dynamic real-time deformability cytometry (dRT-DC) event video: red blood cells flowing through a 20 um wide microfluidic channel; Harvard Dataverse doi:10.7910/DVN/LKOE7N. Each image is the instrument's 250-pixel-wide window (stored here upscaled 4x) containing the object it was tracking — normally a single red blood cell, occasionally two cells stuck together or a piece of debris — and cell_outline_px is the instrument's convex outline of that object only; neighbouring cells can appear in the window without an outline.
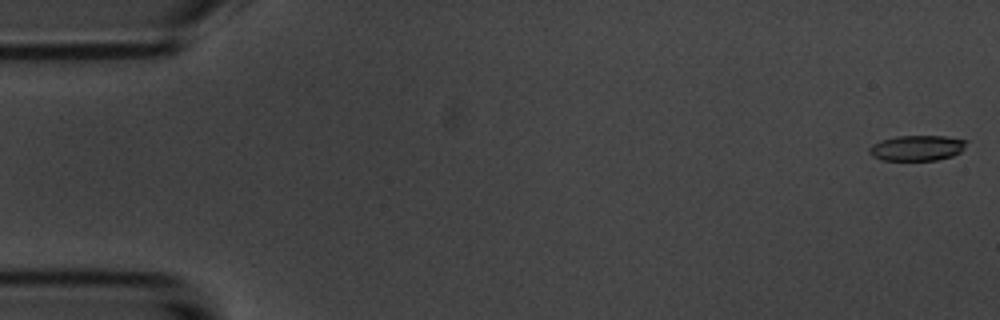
{"species": "common noctule bat (a hibernating species)", "species_latin": "Nyctalus noctula", "temperature_condition": "room temperature", "stored_images_in_passage": 57, "camera_frame_rate_fps": 3000, "um_per_image_px": 0.085, "animal": {"sex": "male", "body_mass_g": 20.1, "forearm_length_mm": 53.5}, "frame": {"image": 1, "passage_image": 1, "time_ms": 0.0, "image_size_px": [1000, 320], "cell_outline_px": [[968, 140], [964, 148], [960, 152], [952, 156], [936, 160], [884, 160], [872, 156], [868, 152], [868, 148], [872, 144], [880, 140], [896, 136], [944, 136]], "centroid_in_image_um": [77.93, 12.57], "position_along_channel_um": 7.1, "area_um2": 14.45}}
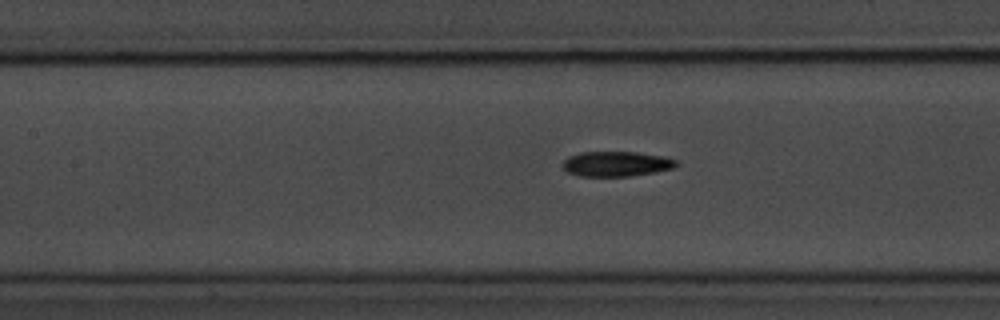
{"frame": {"image": 2, "passage_image": 25, "time_ms": 8.0, "image_size_px": [1000, 320], "cell_outline_px": [[680, 164], [672, 168], [656, 172], [628, 176], [580, 176], [568, 172], [560, 164], [568, 156], [580, 152], [636, 152], [664, 156], [676, 160]], "centroid_in_image_um": [52.38, 13.92], "position_along_channel_um": 155.0, "area_um2": 16.65}}
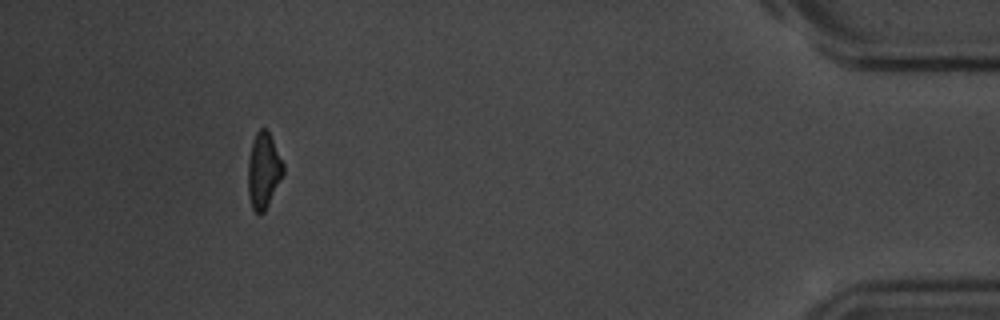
{"frame": {"image": 3, "passage_image": 52, "time_ms": 17.0, "image_size_px": [1000, 320], "cell_outline_px": [[284, 172], [264, 212], [260, 216], [252, 208], [248, 196], [248, 160], [252, 144], [256, 132], [260, 128], [264, 128], [268, 132], [284, 164]], "centroid_in_image_um": [22.38, 14.53], "position_along_channel_um": 412.8, "area_um2": 15.32}, "authors_computed_cell_mechanics": {"area_um2": 16.5308, "velocity_mm_per_s": 3.5704, "shape_relaxation_time_tau1_ms": 3.0271, "shape_relaxation_time_tau2_ms": 4.3231, "deformation_change_tau1": 0.1536, "deformation_change_tau2": 0.126}}